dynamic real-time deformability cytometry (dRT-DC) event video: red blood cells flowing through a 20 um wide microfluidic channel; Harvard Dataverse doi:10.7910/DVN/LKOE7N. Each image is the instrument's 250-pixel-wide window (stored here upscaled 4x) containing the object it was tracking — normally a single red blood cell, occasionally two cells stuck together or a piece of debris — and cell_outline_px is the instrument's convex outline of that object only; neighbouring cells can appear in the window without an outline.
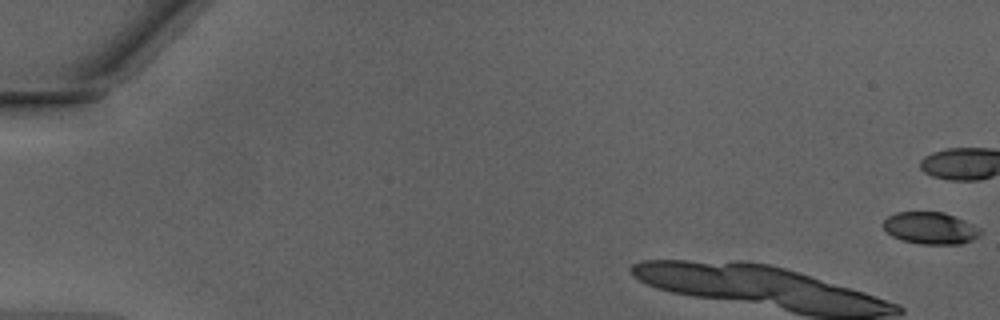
{"species": "Egyptian fruit bat (a non-hibernating species)", "species_latin": "Rousettus aegyptiacus", "temperature_condition": "warm", "stored_images_in_passage": 11, "camera_frame_rate_fps": 3000, "um_per_image_px": 0.085, "animal": {"sex": "male"}, "frame": {"image": 1, "passage_image": 1, "time_ms": 0.0, "image_size_px": [1000, 320], "cell_outline_px": [[980, 236], [972, 240], [960, 244], [920, 244], [904, 240], [892, 236], [880, 224], [888, 216], [896, 212], [944, 212], [956, 216], [980, 228]], "centroid_in_image_um": [79.08, 19.38], "position_along_channel_um": 5.9, "area_um2": 18.15}}